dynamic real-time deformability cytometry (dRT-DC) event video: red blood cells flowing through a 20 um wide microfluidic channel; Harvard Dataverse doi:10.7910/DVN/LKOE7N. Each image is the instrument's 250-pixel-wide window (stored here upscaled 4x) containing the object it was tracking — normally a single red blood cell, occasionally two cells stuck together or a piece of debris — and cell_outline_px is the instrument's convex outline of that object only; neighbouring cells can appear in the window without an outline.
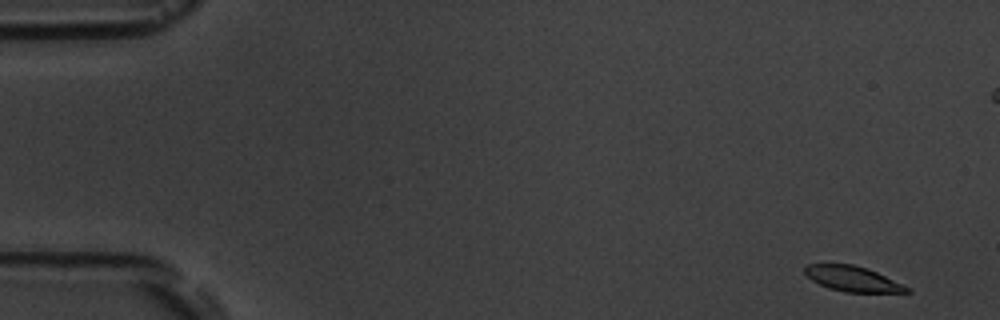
{"species": "common noctule bat (a hibernating species)", "species_latin": "Nyctalus noctula", "temperature_condition": "room temperature", "stored_images_in_passage": 11, "camera_frame_rate_fps": 3000, "um_per_image_px": 0.085, "animal": {"sex": "male", "body_mass_g": 19.5, "forearm_length_mm": 54.6}, "frame": {"image": 1, "passage_image": 1, "time_ms": 0.0, "image_size_px": [1000, 320], "cell_outline_px": [[912, 292], [844, 292], [828, 288], [812, 280], [804, 272], [804, 268], [808, 264], [852, 264], [868, 268], [912, 288]], "centroid_in_image_um": [72.5, 23.7], "position_along_channel_um": 12.5, "area_um2": 15.03}}
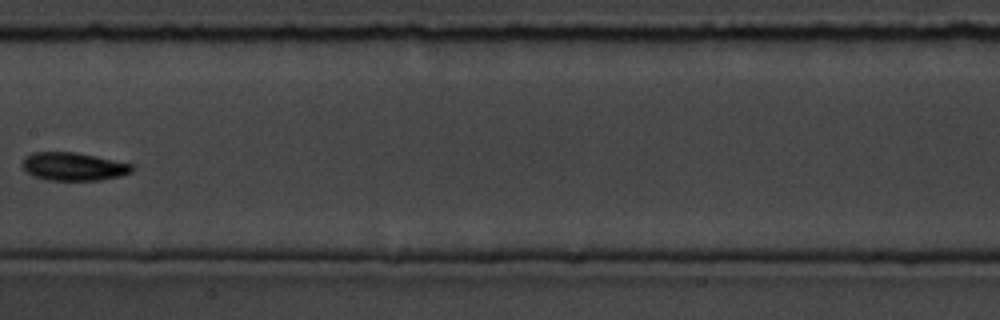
{"frame": {"image": 2, "passage_image": 8, "time_ms": 9.0, "image_size_px": [1000, 320], "cell_outline_px": [[136, 168], [132, 172], [120, 176], [100, 180], [48, 180], [32, 176], [20, 164], [32, 152], [76, 152], [96, 156], [132, 164]], "centroid_in_image_um": [6.27, 14.16], "position_along_channel_um": 201.1, "area_um2": 17.98}}
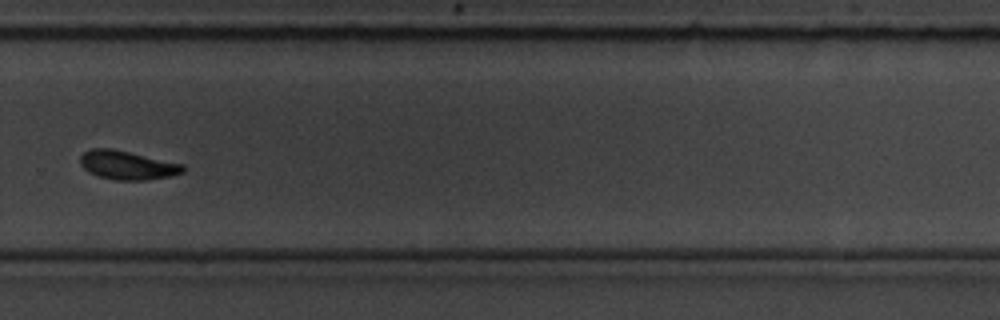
{"frame": {"image": 3, "passage_image": 11, "time_ms": 12.333, "image_size_px": [1000, 320], "cell_outline_px": [[184, 172], [172, 176], [144, 180], [116, 180], [100, 176], [88, 172], [80, 164], [80, 156], [84, 152], [92, 148], [112, 148], [184, 164]], "centroid_in_image_um": [10.83, 14.03], "position_along_channel_um": 319.0, "area_um2": 17.22}}